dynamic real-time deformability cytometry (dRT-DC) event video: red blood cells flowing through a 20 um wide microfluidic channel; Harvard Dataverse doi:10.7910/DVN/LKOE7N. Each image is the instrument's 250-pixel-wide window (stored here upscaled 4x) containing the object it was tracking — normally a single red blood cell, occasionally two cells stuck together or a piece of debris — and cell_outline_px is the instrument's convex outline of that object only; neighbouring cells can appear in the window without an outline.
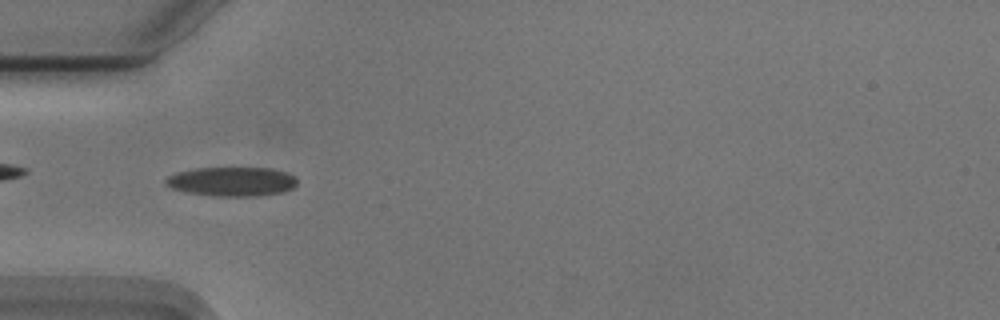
{"species": "Egyptian fruit bat (a non-hibernating species)", "species_latin": "Rousettus aegyptiacus", "temperature_condition": "cold", "stored_images_in_passage": 49, "camera_frame_rate_fps": 3000, "um_per_image_px": 0.085, "animal": {"sex": "male"}, "frame": {"image": 1, "passage_image": 12, "time_ms": 3.667, "image_size_px": [1000, 320], "cell_outline_px": [[296, 184], [292, 188], [284, 192], [256, 196], [212, 196], [184, 192], [172, 188], [164, 184], [164, 180], [168, 176], [176, 172], [196, 168], [272, 168], [288, 172], [296, 180]], "centroid_in_image_um": [19.67, 15.43], "position_along_channel_um": 65.3, "area_um2": 22.54}}
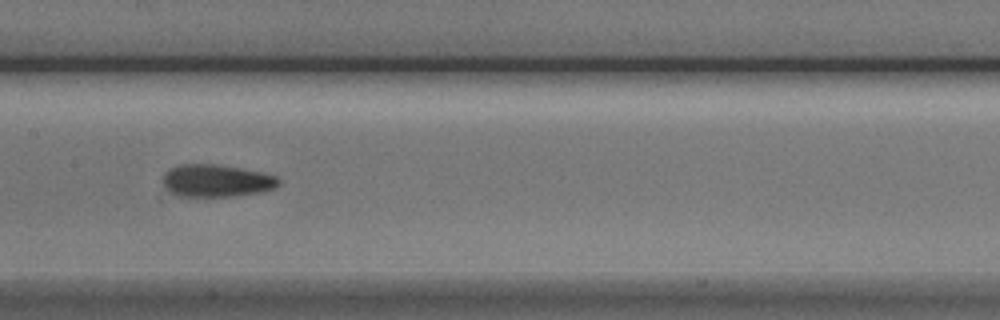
{"frame": {"image": 2, "passage_image": 22, "time_ms": 7.0, "image_size_px": [1000, 320], "cell_outline_px": [[280, 184], [276, 188], [264, 192], [236, 196], [180, 196], [168, 192], [164, 184], [164, 172], [180, 164], [216, 164], [264, 172], [276, 176], [280, 180]], "centroid_in_image_um": [18.45, 15.36], "position_along_channel_um": 189.0, "area_um2": 22.08}}
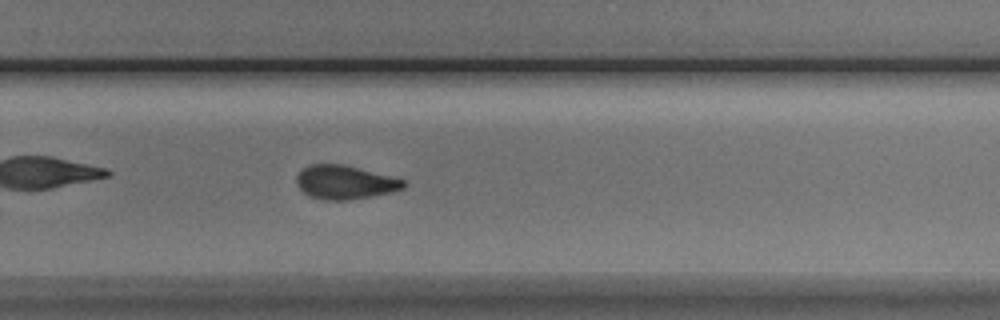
{"frame": {"image": 3, "passage_image": 31, "time_ms": 10.0, "image_size_px": [1000, 320], "cell_outline_px": [[408, 184], [404, 188], [392, 192], [348, 200], [328, 200], [312, 196], [304, 192], [296, 184], [296, 176], [308, 164], [344, 164], [392, 176], [404, 180]], "centroid_in_image_um": [29.35, 15.48], "position_along_channel_um": 300.5, "area_um2": 20.98}, "authors_computed_cell_mechanics": {"area_um2": 21.386, "velocity_mm_per_s": 3.7277, "shape_relaxation_time_tau1_ms": 7.1024, "shape_relaxation_time_tau2_ms": 4.5537, "deformation_change_tau1": 0.1635, "deformation_change_tau2": 0.113}}